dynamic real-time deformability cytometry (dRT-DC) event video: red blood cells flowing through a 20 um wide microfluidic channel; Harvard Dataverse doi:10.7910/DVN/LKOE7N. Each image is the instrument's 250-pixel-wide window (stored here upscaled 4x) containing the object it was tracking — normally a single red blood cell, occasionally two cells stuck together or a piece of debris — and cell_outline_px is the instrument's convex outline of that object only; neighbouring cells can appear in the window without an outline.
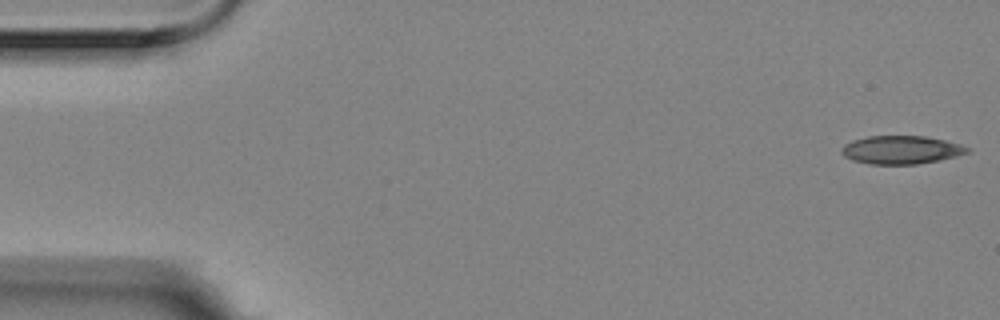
{"species": "Egyptian fruit bat (a non-hibernating species)", "species_latin": "Rousettus aegyptiacus", "temperature_condition": "room temperature", "stored_images_in_passage": 11, "camera_frame_rate_fps": 3000, "um_per_image_px": 0.085, "animal": {"sex": "female"}, "frame": {"image": 1, "passage_image": 1, "time_ms": 0.0, "image_size_px": [1000, 320], "cell_outline_px": [[968, 152], [956, 156], [940, 160], [916, 164], [868, 164], [852, 160], [844, 156], [840, 152], [840, 148], [844, 144], [852, 140], [868, 136], [924, 136], [944, 140], [960, 144], [968, 148]], "centroid_in_image_um": [76.54, 12.74], "position_along_channel_um": 8.5, "area_um2": 20.69}}